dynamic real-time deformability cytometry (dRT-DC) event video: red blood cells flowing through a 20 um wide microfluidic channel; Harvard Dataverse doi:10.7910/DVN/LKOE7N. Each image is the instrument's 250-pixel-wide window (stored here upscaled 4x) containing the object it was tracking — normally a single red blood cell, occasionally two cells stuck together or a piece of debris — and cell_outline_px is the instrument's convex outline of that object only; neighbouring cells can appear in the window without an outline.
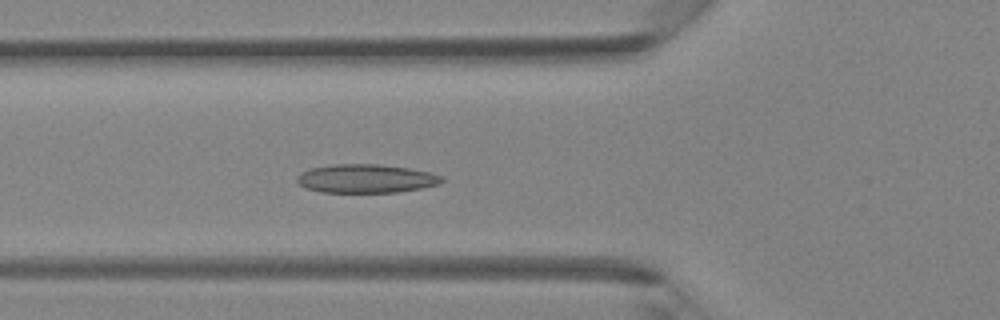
{"species": "Egyptian fruit bat (a non-hibernating species)", "species_latin": "Rousettus aegyptiacus", "temperature_condition": "room temperature", "stored_images_in_passage": 39, "camera_frame_rate_fps": 3000, "um_per_image_px": 0.085, "animal": {"sex": "female"}, "frame": {"image": 1, "passage_image": 12, "time_ms": 3.667, "image_size_px": [1000, 320], "cell_outline_px": [[444, 180], [440, 184], [420, 188], [396, 192], [320, 192], [304, 188], [296, 180], [296, 176], [300, 172], [312, 168], [336, 164], [380, 164], [408, 168], [432, 172], [444, 176]], "centroid_in_image_um": [31.12, 15.18], "position_along_channel_um": 94.7, "area_um2": 24.28}}
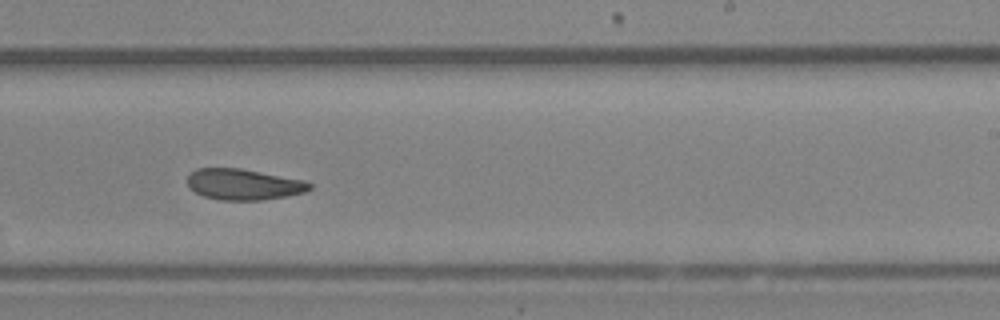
{"frame": {"image": 2, "passage_image": 23, "time_ms": 7.333, "image_size_px": [1000, 320], "cell_outline_px": [[312, 188], [304, 192], [288, 196], [260, 200], [220, 200], [204, 196], [188, 188], [188, 176], [196, 168], [240, 168], [304, 180], [312, 184]], "centroid_in_image_um": [20.7, 15.67], "position_along_channel_um": 268.3, "area_um2": 22.02}}
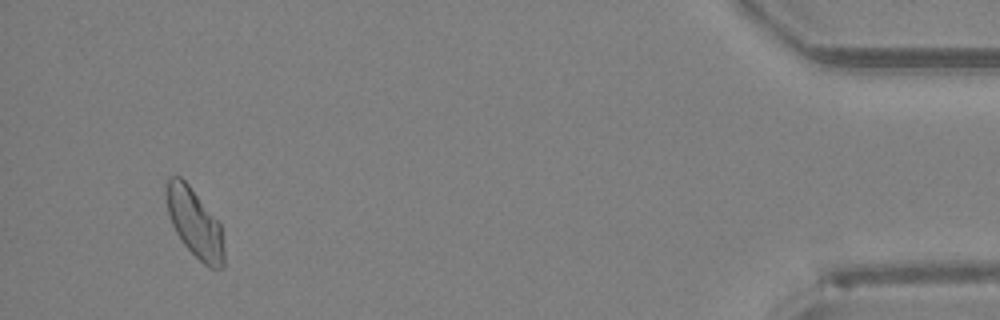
{"frame": {"image": 3, "passage_image": 37, "time_ms": 12.0, "image_size_px": [1000, 320], "cell_outline_px": [[224, 268], [212, 268], [204, 264], [184, 244], [176, 232], [168, 216], [164, 192], [164, 184], [168, 176], [180, 176], [188, 184], [220, 224], [224, 248]], "centroid_in_image_um": [16.5, 18.92], "position_along_channel_um": 418.7, "area_um2": 23.06}}